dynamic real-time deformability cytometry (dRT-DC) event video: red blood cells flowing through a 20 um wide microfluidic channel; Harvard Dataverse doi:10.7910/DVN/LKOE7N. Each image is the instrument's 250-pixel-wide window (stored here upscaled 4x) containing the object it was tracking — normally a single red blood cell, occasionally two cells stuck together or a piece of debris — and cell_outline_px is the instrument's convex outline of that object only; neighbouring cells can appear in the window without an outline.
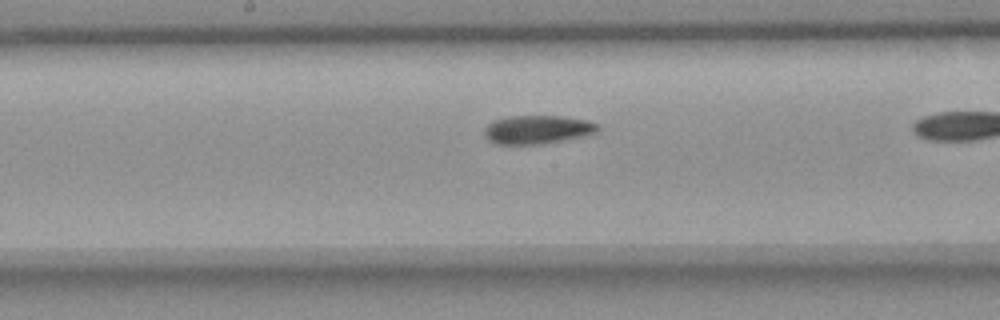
{"species": "common noctule bat (a hibernating species)", "species_latin": "Nyctalus noctula", "temperature_condition": "room temperature", "stored_images_in_passage": 34, "camera_frame_rate_fps": 3000, "um_per_image_px": 0.085, "animal": {"sex": "female", "body_mass_g": 18.4}, "frame": {"image": 1, "passage_image": 20, "time_ms": 6.333, "image_size_px": [1000, 320], "cell_outline_px": [[600, 132], [584, 136], [536, 144], [496, 144], [488, 140], [484, 136], [484, 128], [492, 120], [508, 116], [560, 116], [588, 120], [600, 124]], "centroid_in_image_um": [45.69, 11.0], "position_along_channel_um": 202.5, "area_um2": 19.02}}